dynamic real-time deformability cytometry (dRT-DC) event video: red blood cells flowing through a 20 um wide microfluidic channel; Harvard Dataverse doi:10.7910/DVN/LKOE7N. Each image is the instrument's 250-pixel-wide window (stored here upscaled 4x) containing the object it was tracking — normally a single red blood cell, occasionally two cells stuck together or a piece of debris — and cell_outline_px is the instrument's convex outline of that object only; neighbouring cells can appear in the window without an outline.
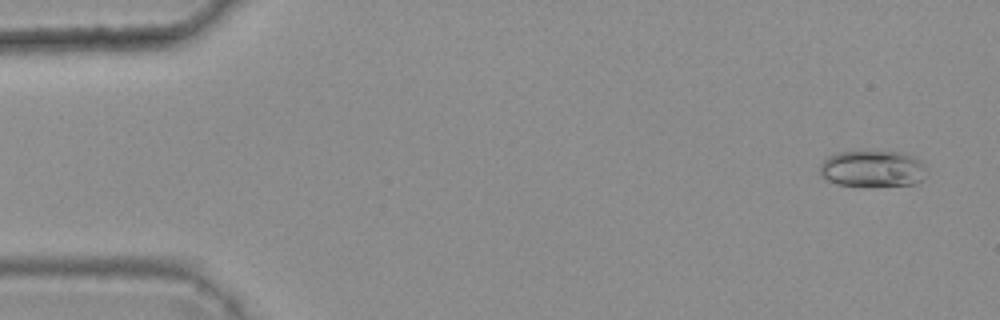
{"species": "common noctule bat (a hibernating species)", "species_latin": "Nyctalus noctula", "temperature_condition": "warm", "stored_images_in_passage": 6, "camera_frame_rate_fps": 3000, "um_per_image_px": 0.085, "animal": {"sex": "female", "body_mass_g": 25.1}, "frame": {"image": 1, "passage_image": 1, "time_ms": 0.0, "image_size_px": [1000, 320], "cell_outline_px": [[924, 176], [916, 184], [836, 184], [820, 176], [820, 164], [828, 156], [840, 152], [900, 152], [912, 156], [920, 160], [924, 168]], "centroid_in_image_um": [74.12, 14.32], "position_along_channel_um": 10.9, "area_um2": 21.85}}
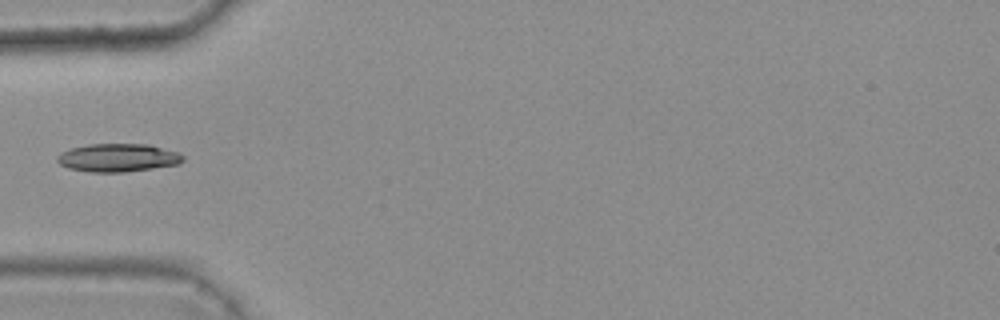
{"frame": {"image": 2, "passage_image": 5, "time_ms": 1.333, "image_size_px": [1000, 320], "cell_outline_px": [[184, 160], [176, 164], [152, 168], [124, 172], [88, 172], [68, 168], [60, 164], [56, 160], [56, 156], [60, 152], [68, 148], [88, 144], [148, 144], [180, 152], [184, 156]], "centroid_in_image_um": [9.98, 13.4], "position_along_channel_um": 75.0, "area_um2": 20.81}}
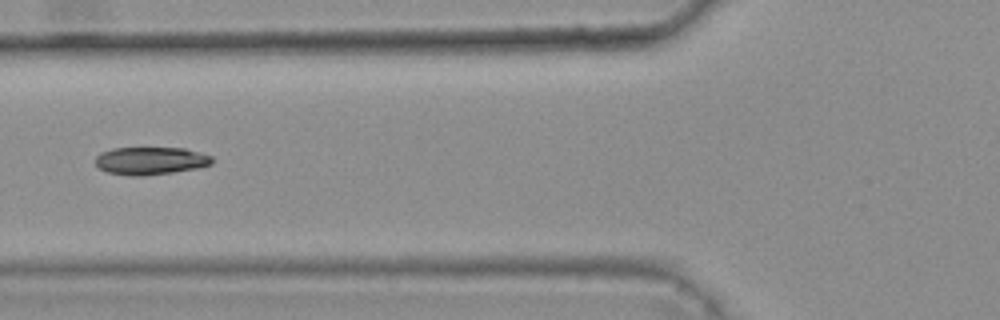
{"frame": {"image": 3, "passage_image": 6, "time_ms": 1.667, "image_size_px": [1000, 320], "cell_outline_px": [[212, 164], [200, 168], [144, 176], [132, 176], [108, 172], [100, 168], [96, 164], [96, 156], [100, 152], [112, 148], [184, 148], [212, 156]], "centroid_in_image_um": [12.8, 13.66], "position_along_channel_um": 113.0, "area_um2": 18.84}}